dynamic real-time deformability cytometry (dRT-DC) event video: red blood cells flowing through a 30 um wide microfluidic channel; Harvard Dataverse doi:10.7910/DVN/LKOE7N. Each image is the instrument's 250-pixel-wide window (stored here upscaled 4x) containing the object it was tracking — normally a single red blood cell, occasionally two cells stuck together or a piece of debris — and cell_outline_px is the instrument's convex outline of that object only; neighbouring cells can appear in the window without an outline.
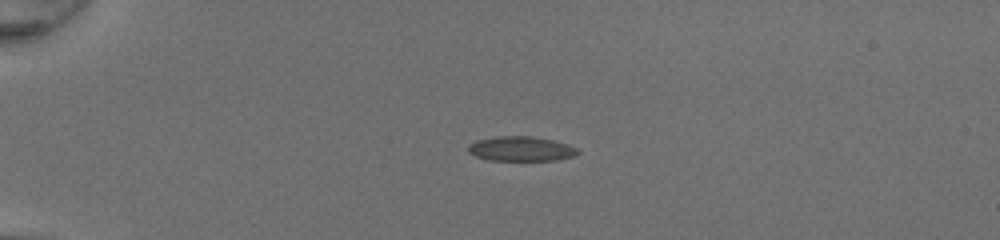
{"species": "common noctule bat (a hibernating species)", "species_latin": "Nyctalus noctula", "temperature_condition": "room temperature", "stored_images_in_passage": 51, "camera_frame_rate_fps": 3000, "um_per_image_px": 0.085, "animal": {"sex": "female", "body_mass_g": 20.0, "forearm_length_mm": 54.0}, "frame": {"image": 1, "passage_image": 14, "time_ms": 4.333, "image_size_px": [1000, 240], "cell_outline_px": [[580, 152], [572, 156], [556, 160], [488, 160], [476, 156], [468, 152], [468, 144], [476, 140], [496, 136], [532, 136], [552, 140], [568, 144], [580, 148]], "centroid_in_image_um": [44.28, 12.64], "position_along_channel_um": 40.7, "area_um2": 15.84}}
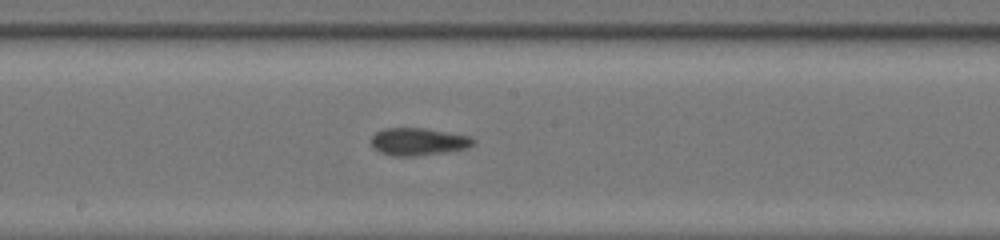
{"frame": {"image": 2, "passage_image": 30, "time_ms": 9.667, "image_size_px": [1000, 240], "cell_outline_px": [[476, 144], [468, 148], [448, 152], [416, 156], [392, 156], [380, 152], [372, 148], [372, 136], [376, 132], [384, 128], [424, 128], [472, 136], [476, 140]], "centroid_in_image_um": [35.6, 12.05], "position_along_channel_um": 212.6, "area_um2": 16.65}}
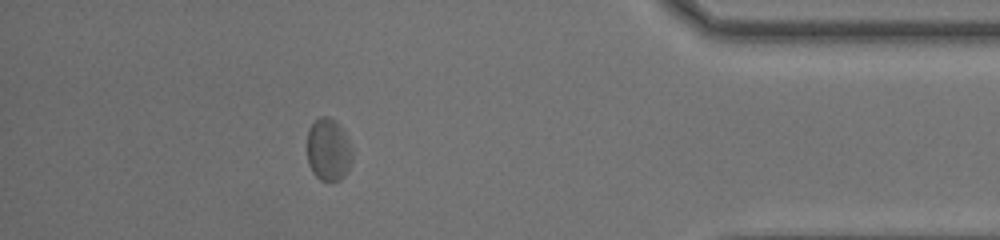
{"frame": {"image": 3, "passage_image": 46, "time_ms": 15.0, "image_size_px": [1000, 240], "cell_outline_px": [[352, 160], [344, 176], [340, 180], [320, 180], [312, 172], [308, 164], [308, 128], [320, 116], [328, 116], [336, 120], [340, 124], [352, 152]], "centroid_in_image_um": [27.9, 12.71], "position_along_channel_um": 407.3, "area_um2": 16.3}, "authors_computed_cell_mechanics": {"area_um2": 16.2996, "velocity_mm_per_s": 4.2739, "shape_relaxation_time_tau1_ms": 3.2444, "shape_relaxation_time_tau2_ms": 2.0815, "deformation_change_tau1": 0.08, "deformation_change_tau2": 0.0807}}